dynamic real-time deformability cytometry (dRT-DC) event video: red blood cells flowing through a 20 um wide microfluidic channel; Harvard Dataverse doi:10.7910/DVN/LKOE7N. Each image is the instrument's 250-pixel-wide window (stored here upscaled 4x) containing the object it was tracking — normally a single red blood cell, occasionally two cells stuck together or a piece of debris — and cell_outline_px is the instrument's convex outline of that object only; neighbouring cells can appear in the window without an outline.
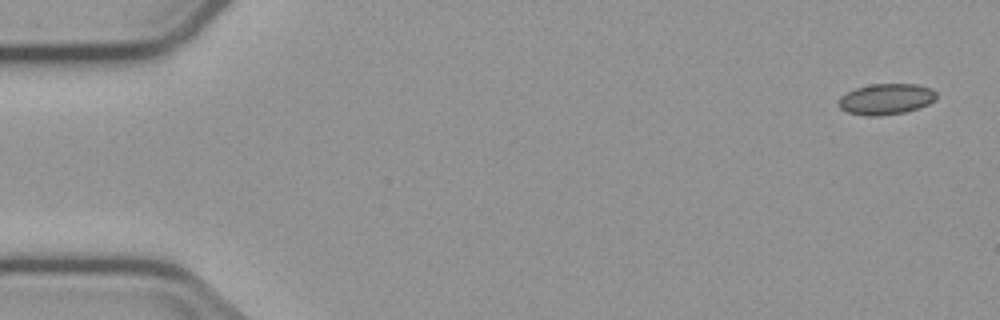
{"species": "common noctule bat (a hibernating species)", "species_latin": "Nyctalus noctula", "temperature_condition": "cold", "stored_images_in_passage": 6, "camera_frame_rate_fps": 3000, "um_per_image_px": 0.085, "animal": {"sex": "male", "body_mass_g": 23.1, "forearm_length_mm": 52.7}, "frame": {"image": 1, "passage_image": 1, "time_ms": 0.0, "image_size_px": [1000, 320], "cell_outline_px": [[936, 100], [920, 108], [904, 112], [880, 116], [864, 116], [848, 112], [840, 108], [836, 104], [836, 100], [840, 96], [856, 88], [872, 84], [916, 84], [932, 88], [936, 92]], "centroid_in_image_um": [75.3, 8.43], "position_along_channel_um": 9.7, "area_um2": 17.86}}
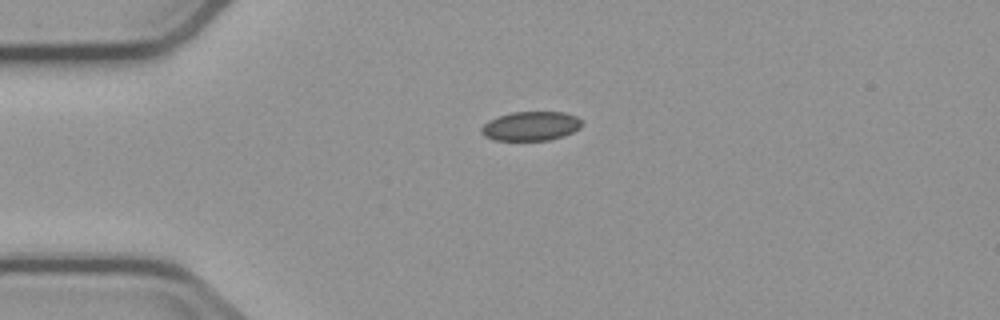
{"frame": {"image": 2, "passage_image": 4, "time_ms": 3.667, "image_size_px": [1000, 320], "cell_outline_px": [[580, 128], [564, 136], [548, 140], [492, 140], [484, 136], [480, 132], [480, 128], [488, 120], [512, 112], [564, 112], [576, 116], [580, 120]], "centroid_in_image_um": [45.08, 10.72], "position_along_channel_um": 39.9, "area_um2": 17.05}}
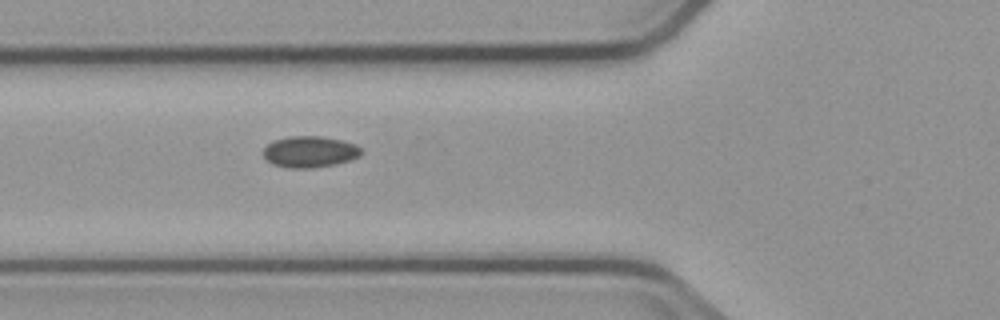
{"frame": {"image": 3, "passage_image": 6, "time_ms": 6.0, "image_size_px": [1000, 320], "cell_outline_px": [[360, 156], [352, 160], [336, 164], [312, 168], [288, 168], [272, 164], [264, 156], [264, 148], [272, 140], [288, 136], [320, 136], [340, 140], [356, 144], [360, 148]], "centroid_in_image_um": [26.32, 12.9], "position_along_channel_um": 99.5, "area_um2": 17.92}}